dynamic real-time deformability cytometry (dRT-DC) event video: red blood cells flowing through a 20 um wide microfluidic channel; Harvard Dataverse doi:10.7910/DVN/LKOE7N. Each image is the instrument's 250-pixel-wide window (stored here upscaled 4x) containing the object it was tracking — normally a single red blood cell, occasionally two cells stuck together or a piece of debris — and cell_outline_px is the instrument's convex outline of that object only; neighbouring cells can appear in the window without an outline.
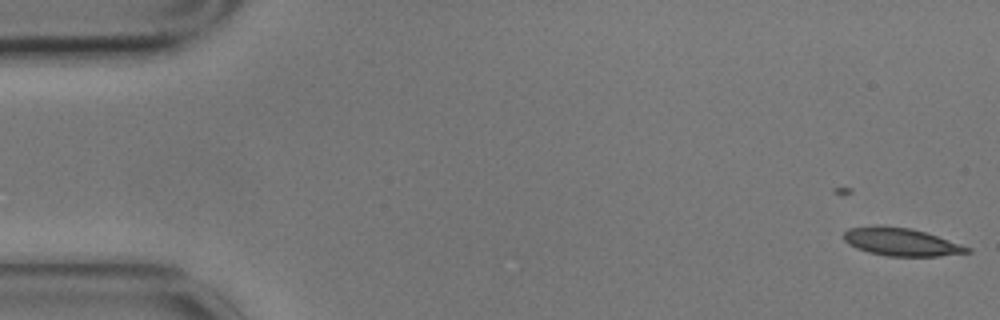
{"species": "common noctule bat (a hibernating species)", "species_latin": "Nyctalus noctula", "temperature_condition": "cold", "stored_images_in_passage": 7, "camera_frame_rate_fps": 3000, "um_per_image_px": 0.085, "animal": {"sex": "male", "body_mass_g": 17.9}, "frame": {"image": 1, "passage_image": 2, "time_ms": 0.333, "image_size_px": [1000, 320], "cell_outline_px": [[972, 252], [936, 256], [888, 256], [868, 252], [856, 248], [848, 244], [844, 240], [844, 232], [848, 228], [876, 224], [884, 224], [912, 228], [972, 248]], "centroid_in_image_um": [76.54, 20.54], "position_along_channel_um": 8.5, "area_um2": 20.23}}
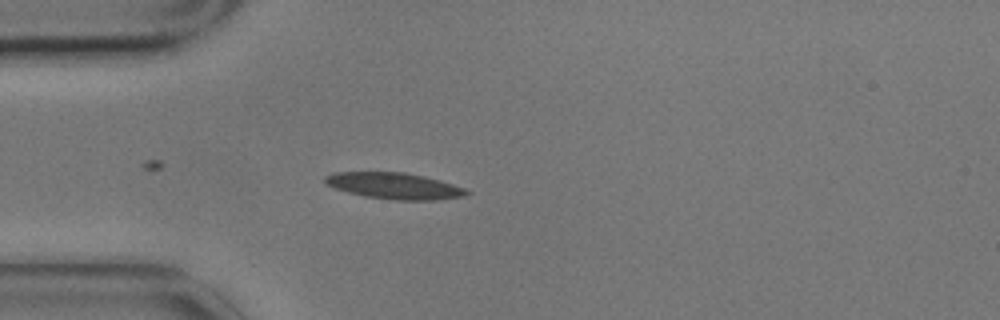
{"frame": {"image": 2, "passage_image": 6, "time_ms": 1.667, "image_size_px": [1000, 320], "cell_outline_px": [[472, 192], [464, 196], [436, 200], [396, 200], [364, 196], [348, 192], [324, 184], [324, 176], [332, 172], [404, 172], [424, 176], [440, 180], [464, 188]], "centroid_in_image_um": [33.5, 15.79], "position_along_channel_um": 51.5, "area_um2": 21.73}}